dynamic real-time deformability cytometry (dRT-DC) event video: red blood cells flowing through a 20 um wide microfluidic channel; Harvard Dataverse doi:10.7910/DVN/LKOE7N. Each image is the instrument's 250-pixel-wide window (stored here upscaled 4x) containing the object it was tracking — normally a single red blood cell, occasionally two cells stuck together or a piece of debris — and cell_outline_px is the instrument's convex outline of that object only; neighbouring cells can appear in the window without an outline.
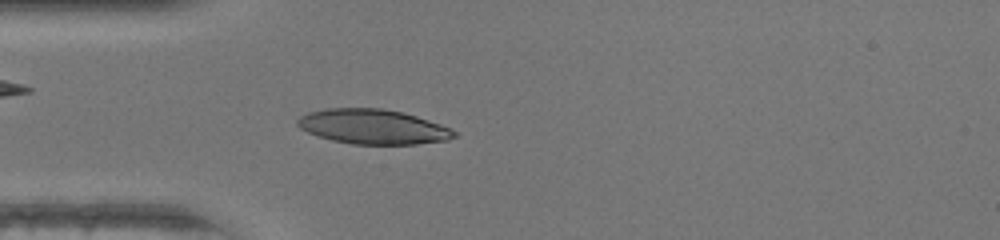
{"species": "human", "species_latin": "Homo sapiens", "temperature_condition": "warm", "stored_images_in_passage": 45, "camera_frame_rate_fps": 3000, "um_per_image_px": 0.085, "donor": {"sex": "female"}, "frame": {"image": 1, "passage_image": 12, "time_ms": 3.667, "image_size_px": [1000, 240], "cell_outline_px": [[456, 136], [448, 140], [416, 144], [352, 144], [332, 140], [308, 132], [300, 128], [296, 124], [296, 120], [300, 116], [308, 112], [328, 108], [380, 108], [404, 112], [440, 124], [456, 132]], "centroid_in_image_um": [31.68, 10.76], "position_along_channel_um": 53.3, "area_um2": 31.62}}
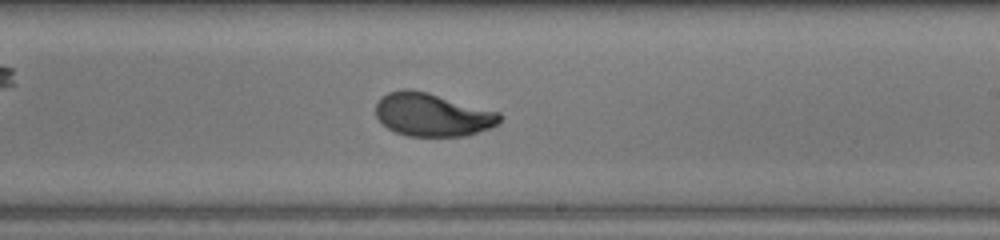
{"frame": {"image": 2, "passage_image": 26, "time_ms": 8.333, "image_size_px": [1000, 240], "cell_outline_px": [[504, 116], [500, 124], [492, 128], [468, 136], [408, 136], [396, 132], [388, 128], [376, 116], [376, 104], [388, 92], [400, 88], [408, 88], [428, 92], [500, 112]], "centroid_in_image_um": [36.82, 9.75], "position_along_channel_um": 252.2, "area_um2": 31.56}}
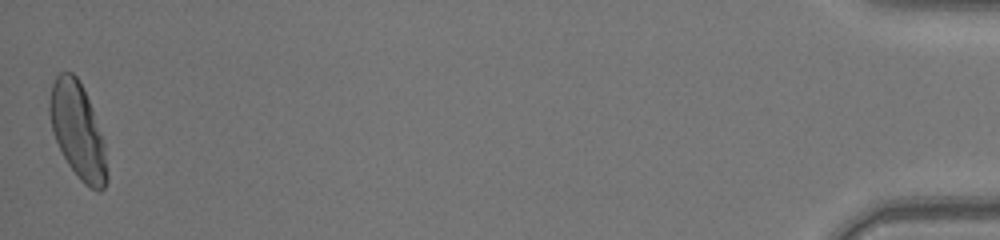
{"frame": {"image": 3, "passage_image": 45, "time_ms": 14.667, "image_size_px": [1000, 240], "cell_outline_px": [[108, 180], [104, 188], [100, 192], [96, 192], [84, 184], [80, 180], [68, 164], [52, 132], [48, 112], [48, 104], [52, 84], [56, 76], [60, 72], [72, 72], [76, 76], [84, 88], [92, 108], [104, 144], [108, 172]], "centroid_in_image_um": [6.6, 11.13], "position_along_channel_um": 428.6, "area_um2": 32.02}, "authors_computed_cell_mechanics": {"area_um2": 31.0964, "velocity_mm_per_s": 4.4178, "shape_relaxation_time_tau1_ms": 5.1309, "shape_relaxation_time_tau2_ms": null, "deformation_change_tau1": 0.2274, "deformation_change_tau2": null}}